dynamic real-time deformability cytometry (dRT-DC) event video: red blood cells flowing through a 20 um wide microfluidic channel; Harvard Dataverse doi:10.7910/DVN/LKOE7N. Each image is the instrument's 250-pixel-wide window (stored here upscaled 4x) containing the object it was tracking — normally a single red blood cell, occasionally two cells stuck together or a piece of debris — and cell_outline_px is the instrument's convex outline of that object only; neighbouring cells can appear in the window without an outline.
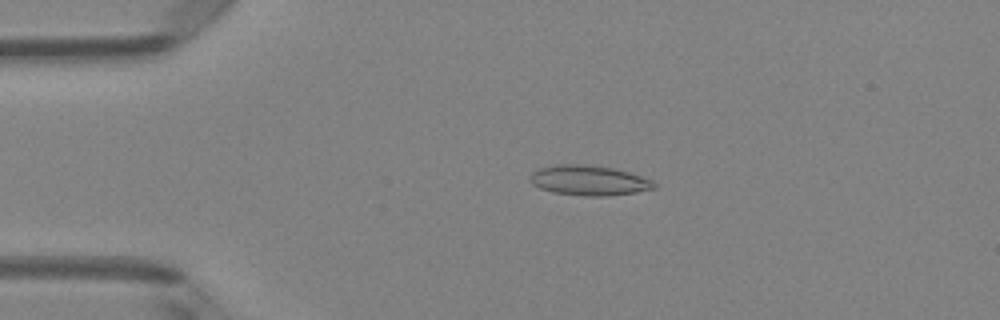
{"species": "Egyptian fruit bat (a non-hibernating species)", "species_latin": "Rousettus aegyptiacus", "temperature_condition": "room temperature", "stored_images_in_passage": 50, "camera_frame_rate_fps": 3000, "um_per_image_px": 0.085, "animal": {"sex": "female"}, "frame": {"image": 1, "passage_image": 11, "time_ms": 3.333, "image_size_px": [1000, 320], "cell_outline_px": [[656, 188], [636, 192], [608, 196], [584, 196], [552, 192], [540, 188], [532, 184], [532, 172], [540, 168], [556, 164], [588, 164], [612, 168], [628, 172], [652, 180], [656, 184]], "centroid_in_image_um": [50.07, 15.34], "position_along_channel_um": 34.9, "area_um2": 21.62}}
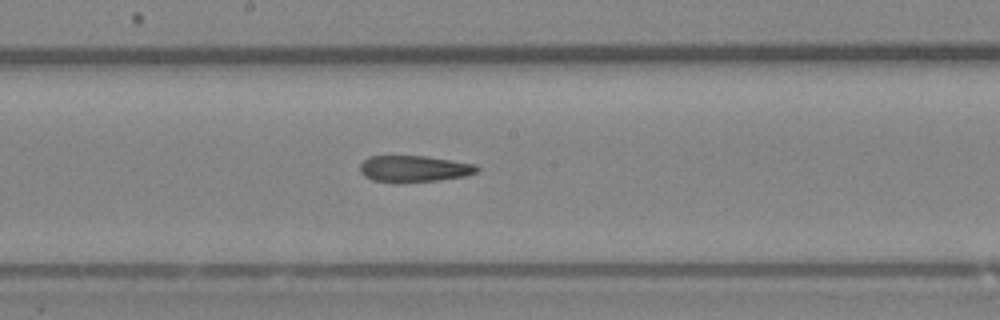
{"frame": {"image": 2, "passage_image": 27, "time_ms": 8.667, "image_size_px": [1000, 320], "cell_outline_px": [[480, 168], [476, 172], [464, 176], [436, 180], [400, 184], [392, 184], [372, 180], [364, 176], [360, 172], [360, 164], [368, 156], [424, 156], [476, 164]], "centroid_in_image_um": [35.13, 14.37], "position_along_channel_um": 213.1, "area_um2": 18.32}}
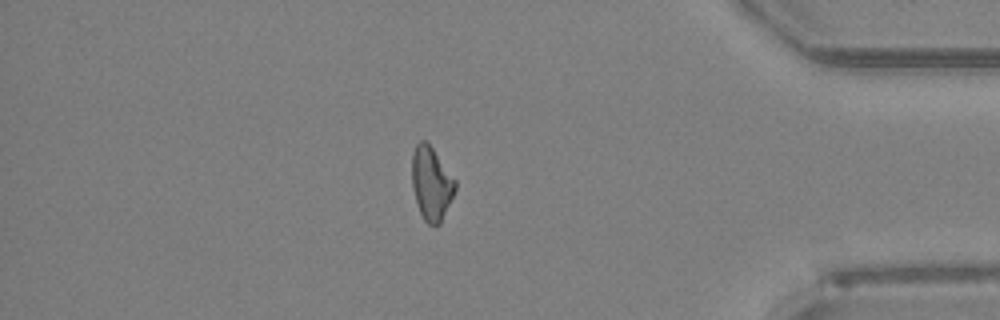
{"frame": {"image": 3, "passage_image": 43, "time_ms": 14.0, "image_size_px": [1000, 320], "cell_outline_px": [[456, 188], [440, 224], [428, 224], [424, 220], [416, 204], [412, 188], [412, 152], [416, 144], [420, 140], [424, 140], [432, 148], [456, 180]], "centroid_in_image_um": [36.64, 15.59], "position_along_channel_um": 398.6, "area_um2": 18.38}, "authors_computed_cell_mechanics": {"area_um2": 19.0451, "velocity_mm_per_s": 4.0891, "shape_relaxation_time_tau1_ms": null, "shape_relaxation_time_tau2_ms": 3.96, "deformation_change_tau1": null, "deformation_change_tau2": 0.1342}}